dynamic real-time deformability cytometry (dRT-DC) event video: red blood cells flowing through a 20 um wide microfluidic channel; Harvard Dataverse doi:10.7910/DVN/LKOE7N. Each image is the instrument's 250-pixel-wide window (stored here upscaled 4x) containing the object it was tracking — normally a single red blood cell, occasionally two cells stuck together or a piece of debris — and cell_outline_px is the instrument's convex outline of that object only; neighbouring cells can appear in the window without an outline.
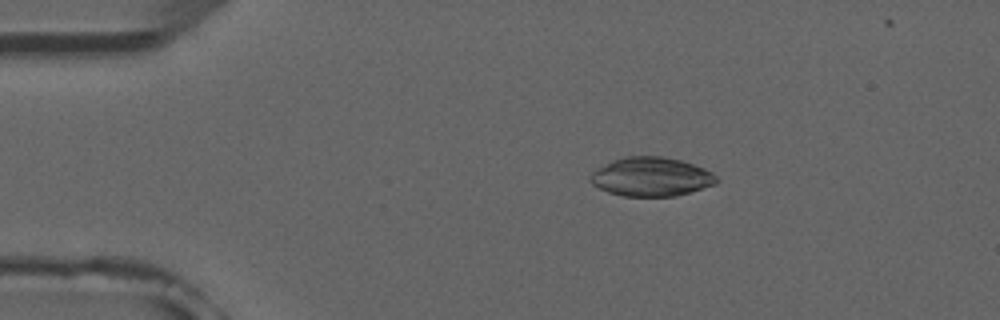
{"species": "common noctule bat (a hibernating species)", "species_latin": "Nyctalus noctula", "temperature_condition": "room temperature", "stored_images_in_passage": 4, "camera_frame_rate_fps": 3000, "um_per_image_px": 0.085, "animal": {"sex": "male", "forearm_length_mm": 52.5}, "frame": {"image": 1, "passage_image": 2, "time_ms": 1.333, "image_size_px": [1000, 320], "cell_outline_px": [[716, 184], [676, 196], [624, 196], [608, 192], [592, 184], [588, 176], [596, 168], [612, 160], [624, 156], [660, 156], [680, 160], [704, 168], [712, 172], [716, 176]], "centroid_in_image_um": [55.31, 15.02], "position_along_channel_um": 29.7, "area_um2": 28.61}}